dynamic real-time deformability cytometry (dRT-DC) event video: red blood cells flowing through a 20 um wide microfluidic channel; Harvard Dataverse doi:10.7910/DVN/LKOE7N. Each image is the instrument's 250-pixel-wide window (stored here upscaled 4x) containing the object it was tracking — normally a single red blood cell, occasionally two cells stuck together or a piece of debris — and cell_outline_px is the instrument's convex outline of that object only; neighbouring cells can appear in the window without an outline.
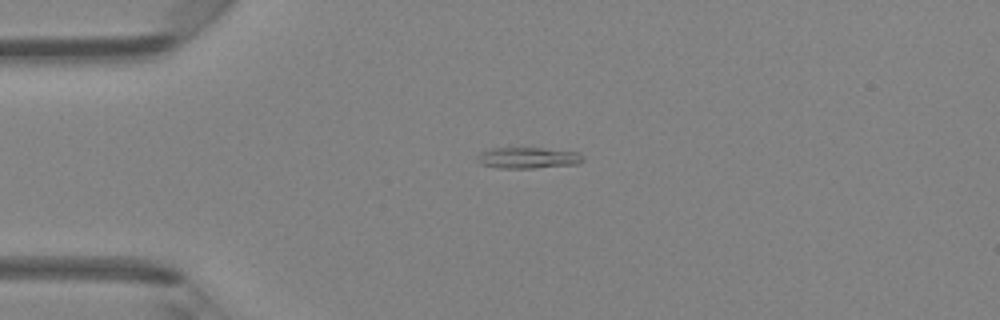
{"species": "Egyptian fruit bat (a non-hibernating species)", "species_latin": "Rousettus aegyptiacus", "temperature_condition": "room temperature", "stored_images_in_passage": 3, "camera_frame_rate_fps": 3000, "um_per_image_px": 0.085, "animal": {"sex": "female"}, "frame": {"image": 1, "passage_image": 1, "time_ms": 0.0, "image_size_px": [1000, 320], "cell_outline_px": [[584, 160], [576, 164], [536, 168], [496, 168], [480, 164], [476, 160], [476, 156], [480, 152], [492, 148], [544, 148], [580, 152], [584, 156]], "centroid_in_image_um": [44.87, 13.42], "position_along_channel_um": 40.1, "area_um2": 13.24}}
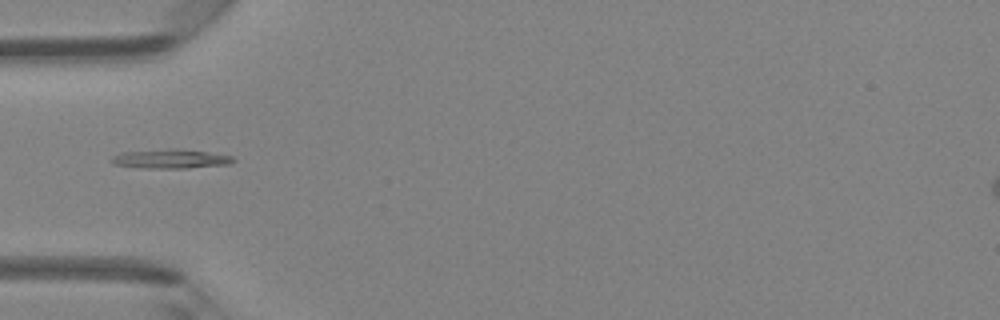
{"frame": {"image": 2, "passage_image": 2, "time_ms": 0.333, "image_size_px": [1000, 320], "cell_outline_px": [[236, 160], [228, 164], [188, 168], [140, 168], [112, 164], [112, 156], [120, 152], [172, 148], [180, 148], [232, 156]], "centroid_in_image_um": [14.46, 13.49], "position_along_channel_um": 70.5, "area_um2": 13.7}}
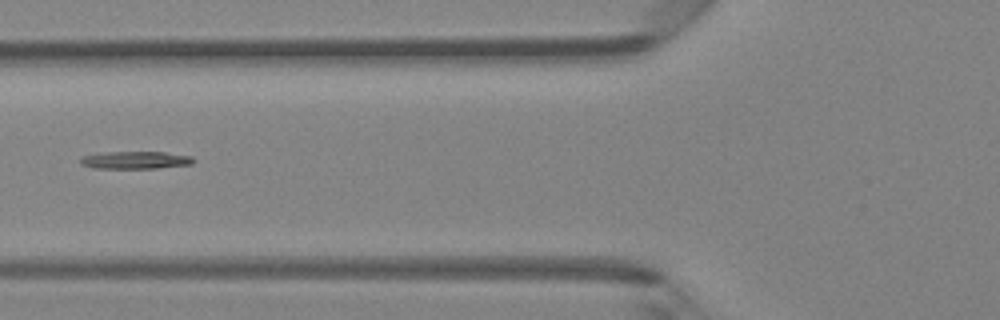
{"frame": {"image": 3, "passage_image": 3, "time_ms": 0.667, "image_size_px": [1000, 320], "cell_outline_px": [[196, 160], [192, 164], [156, 168], [92, 168], [80, 164], [80, 160], [84, 156], [104, 152], [164, 152], [192, 156]], "centroid_in_image_um": [11.53, 13.61], "position_along_channel_um": 114.3, "area_um2": 11.5}}